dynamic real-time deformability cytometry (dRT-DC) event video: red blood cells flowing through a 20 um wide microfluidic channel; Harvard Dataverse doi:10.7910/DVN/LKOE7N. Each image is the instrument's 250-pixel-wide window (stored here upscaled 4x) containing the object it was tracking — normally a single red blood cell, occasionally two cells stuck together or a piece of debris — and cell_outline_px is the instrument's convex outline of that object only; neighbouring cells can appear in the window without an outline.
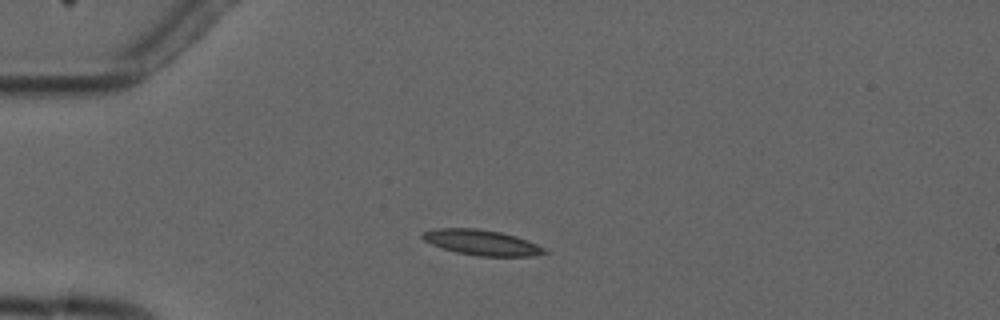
{"species": "common noctule bat (a hibernating species)", "species_latin": "Nyctalus noctula", "temperature_condition": "cold", "stored_images_in_passage": 9, "camera_frame_rate_fps": 3000, "um_per_image_px": 0.085, "animal": {"sex": "male", "forearm_length_mm": 52.5}, "frame": {"image": 1, "passage_image": 2, "time_ms": 1.333, "image_size_px": [1000, 320], "cell_outline_px": [[548, 252], [532, 256], [476, 256], [456, 252], [432, 244], [424, 240], [420, 236], [424, 232], [436, 228], [476, 228], [500, 232], [516, 236], [536, 244], [544, 248]], "centroid_in_image_um": [40.93, 20.61], "position_along_channel_um": 44.1, "area_um2": 17.86}}
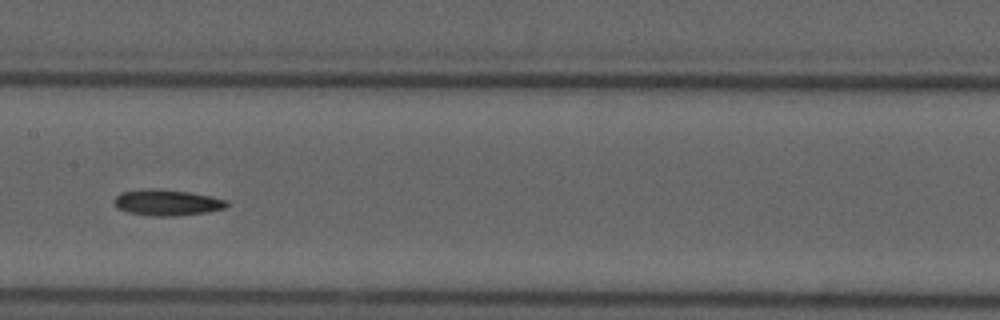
{"frame": {"image": 2, "passage_image": 6, "time_ms": 6.0, "image_size_px": [1000, 320], "cell_outline_px": [[228, 204], [224, 208], [204, 212], [176, 216], [152, 216], [128, 212], [120, 208], [116, 204], [116, 196], [120, 192], [148, 188], [152, 188], [188, 192], [228, 200]], "centroid_in_image_um": [14.19, 17.21], "position_along_channel_um": 193.2, "area_um2": 16.7}}
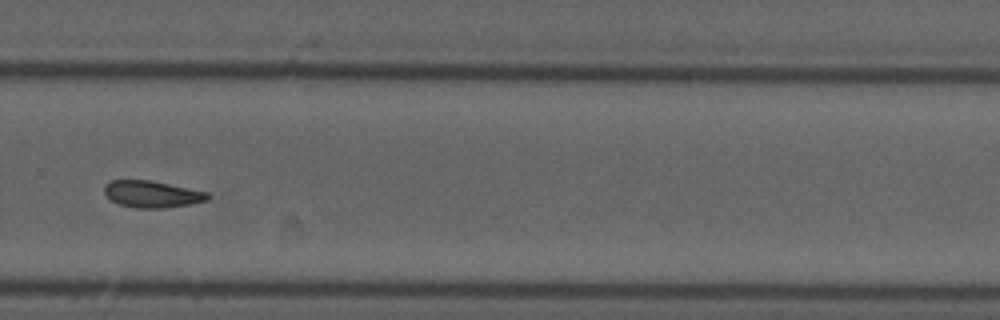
{"frame": {"image": 3, "passage_image": 9, "time_ms": 9.333, "image_size_px": [1000, 320], "cell_outline_px": [[212, 196], [208, 200], [192, 204], [164, 208], [136, 208], [120, 204], [112, 200], [104, 192], [104, 184], [112, 180], [152, 180], [208, 192]], "centroid_in_image_um": [12.97, 16.5], "position_along_channel_um": 316.8, "area_um2": 16.24}}